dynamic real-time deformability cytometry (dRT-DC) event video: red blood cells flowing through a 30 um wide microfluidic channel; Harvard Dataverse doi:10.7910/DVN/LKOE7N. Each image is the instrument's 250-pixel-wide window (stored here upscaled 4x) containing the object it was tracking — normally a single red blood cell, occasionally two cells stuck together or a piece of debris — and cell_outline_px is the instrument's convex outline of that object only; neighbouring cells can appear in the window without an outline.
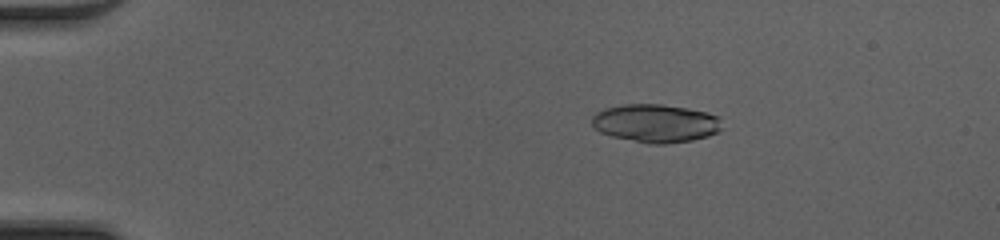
{"species": "common noctule bat (a hibernating species)", "species_latin": "Nyctalus noctula", "temperature_condition": "cold", "stored_images_in_passage": 50, "camera_frame_rate_fps": 3000, "um_per_image_px": 0.085, "animal": {"sex": "female", "body_mass_g": 20.0, "forearm_length_mm": 54.0}, "frame": {"image": 1, "passage_image": 10, "time_ms": 3.0, "image_size_px": [1000, 240], "cell_outline_px": [[720, 132], [708, 136], [692, 140], [664, 144], [648, 144], [612, 136], [600, 132], [592, 124], [592, 116], [596, 112], [604, 108], [624, 104], [660, 104], [688, 108], [708, 112], [720, 116]], "centroid_in_image_um": [55.74, 10.47], "position_along_channel_um": 29.3, "area_um2": 29.13}}